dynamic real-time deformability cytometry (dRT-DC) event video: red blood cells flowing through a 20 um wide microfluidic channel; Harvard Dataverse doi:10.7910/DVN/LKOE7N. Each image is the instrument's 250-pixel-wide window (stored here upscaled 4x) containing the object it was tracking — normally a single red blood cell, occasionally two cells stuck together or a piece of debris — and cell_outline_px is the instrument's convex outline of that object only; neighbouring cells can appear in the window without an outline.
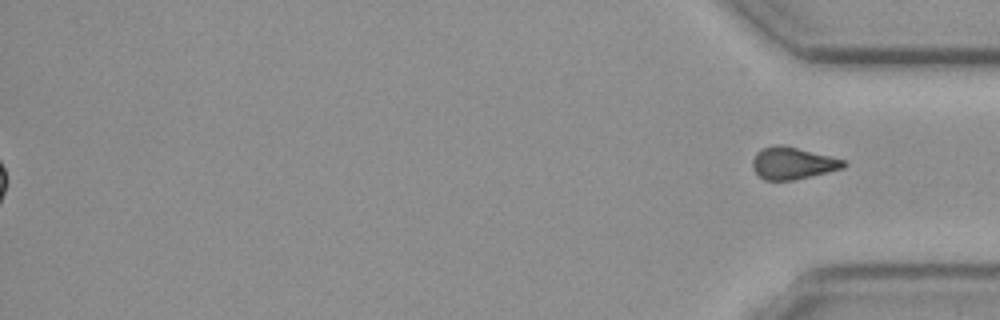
{"species": "common noctule bat (a hibernating species)", "species_latin": "Nyctalus noctula", "temperature_condition": "cold", "stored_images_in_passage": 52, "segment_of_instrument_passage": [2, 2], "camera_frame_rate_fps": 3000, "um_per_image_px": 0.085, "animal": {"sex": "female", "body_mass_g": 19.3, "forearm_length_mm": 54.1}, "frame": {"image": 1, "passage_image": 52, "time_ms": 17.0, "image_size_px": [1000, 320], "cell_outline_px": [[848, 164], [844, 168], [812, 176], [792, 180], [764, 180], [756, 172], [752, 164], [752, 160], [756, 152], [764, 148], [776, 144], [784, 144], [848, 160]], "centroid_in_image_um": [67.44, 13.85], "position_along_channel_um": 367.8, "area_um2": 17.28}}